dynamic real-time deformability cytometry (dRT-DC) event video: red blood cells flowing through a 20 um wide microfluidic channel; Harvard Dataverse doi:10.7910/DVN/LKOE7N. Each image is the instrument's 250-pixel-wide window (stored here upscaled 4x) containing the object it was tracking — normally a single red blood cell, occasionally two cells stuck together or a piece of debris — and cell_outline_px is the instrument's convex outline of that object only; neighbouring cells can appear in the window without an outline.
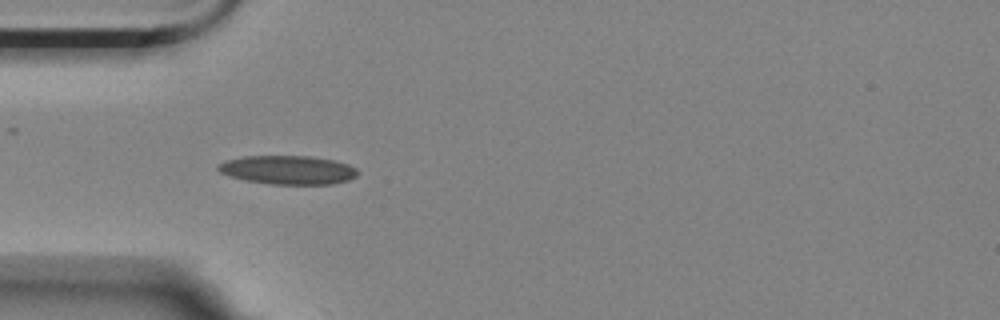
{"species": "Egyptian fruit bat (a non-hibernating species)", "species_latin": "Rousettus aegyptiacus", "temperature_condition": "room temperature", "stored_images_in_passage": 7, "camera_frame_rate_fps": 3000, "um_per_image_px": 0.085, "animal": {"sex": "female"}, "frame": {"image": 1, "passage_image": 4, "time_ms": 1.0, "image_size_px": [1000, 320], "cell_outline_px": [[360, 172], [356, 176], [348, 180], [332, 184], [272, 184], [244, 180], [228, 176], [220, 172], [216, 168], [216, 164], [224, 160], [244, 156], [308, 156], [336, 160], [348, 164], [356, 168]], "centroid_in_image_um": [24.45, 14.44], "position_along_channel_um": 60.5, "area_um2": 23.64}}
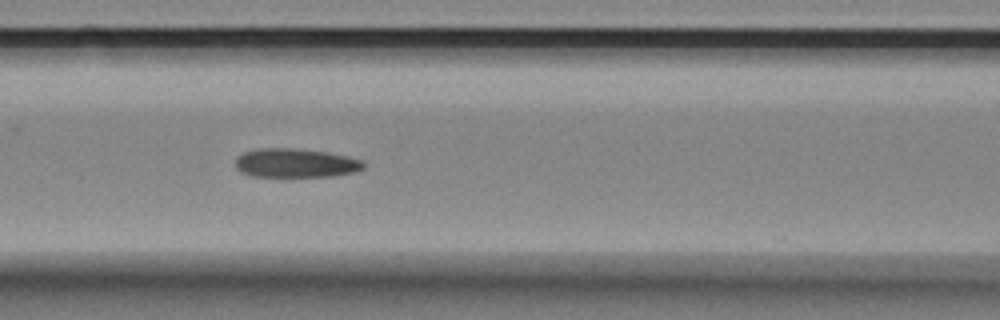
{"frame": {"image": 2, "passage_image": 6, "time_ms": 1.667, "image_size_px": [1000, 320], "cell_outline_px": [[364, 168], [356, 172], [332, 176], [252, 176], [240, 172], [236, 168], [236, 156], [244, 152], [260, 148], [296, 148], [328, 152], [348, 156], [364, 160]], "centroid_in_image_um": [25.14, 13.85], "position_along_channel_um": 141.5, "area_um2": 21.79}}
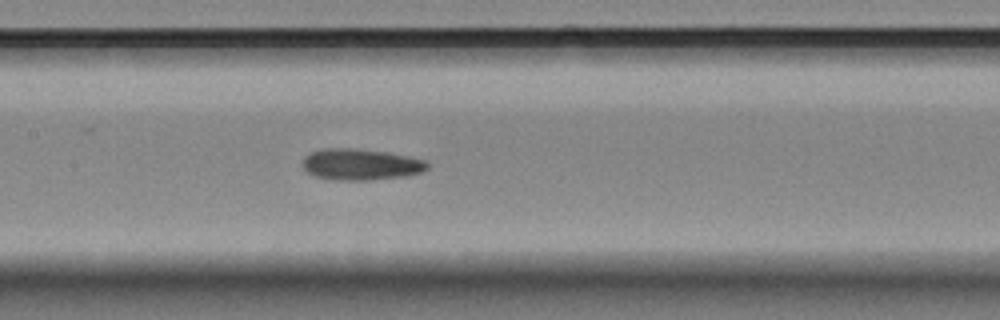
{"frame": {"image": 3, "passage_image": 7, "time_ms": 2.0, "image_size_px": [1000, 320], "cell_outline_px": [[428, 168], [420, 172], [408, 176], [368, 180], [336, 180], [316, 176], [308, 172], [304, 168], [304, 156], [312, 152], [324, 148], [348, 148], [384, 152], [408, 156], [428, 160]], "centroid_in_image_um": [30.7, 13.98], "position_along_channel_um": 176.7, "area_um2": 22.54}}